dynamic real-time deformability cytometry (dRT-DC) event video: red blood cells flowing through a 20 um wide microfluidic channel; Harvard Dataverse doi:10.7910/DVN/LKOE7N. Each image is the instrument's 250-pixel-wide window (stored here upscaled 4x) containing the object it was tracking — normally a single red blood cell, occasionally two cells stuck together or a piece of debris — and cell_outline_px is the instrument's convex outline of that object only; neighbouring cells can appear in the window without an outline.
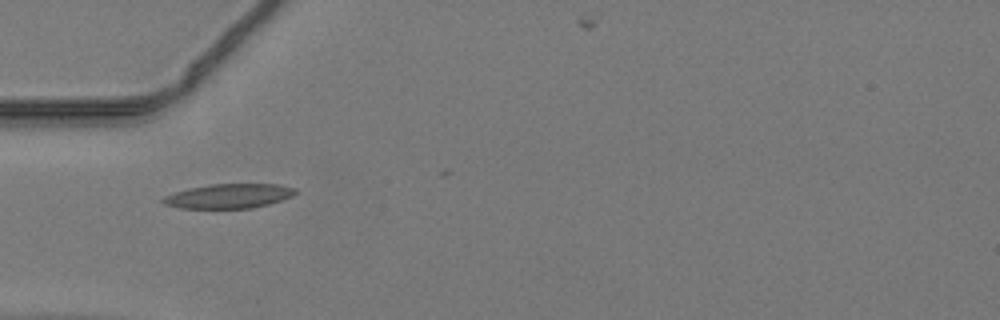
{"species": "common noctule bat (a hibernating species)", "species_latin": "Nyctalus noctula", "temperature_condition": "warm", "stored_images_in_passage": 5, "camera_frame_rate_fps": 3000, "um_per_image_px": 0.085, "animal": {"sex": "male", "body_mass_g": 19.2, "forearm_length_mm": 51.8}, "frame": {"image": 1, "passage_image": 1, "time_ms": 0.0, "image_size_px": [1000, 320], "cell_outline_px": [[300, 192], [292, 196], [268, 204], [252, 208], [180, 208], [164, 204], [160, 200], [164, 196], [188, 188], [212, 184], [280, 184], [296, 188]], "centroid_in_image_um": [19.48, 16.66], "position_along_channel_um": 65.5, "area_um2": 18.9}}
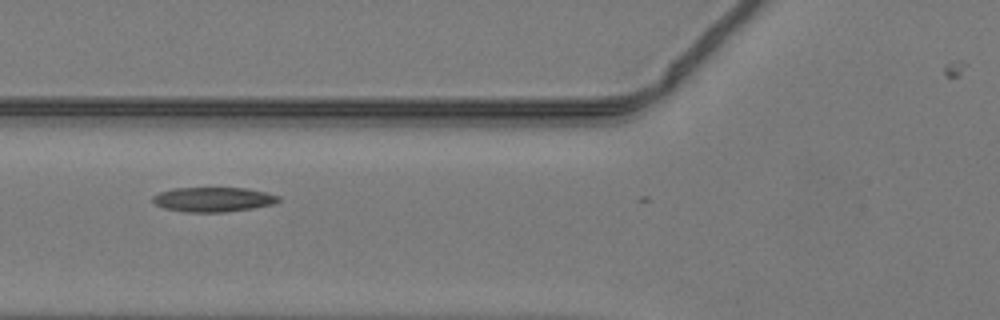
{"frame": {"image": 2, "passage_image": 4, "time_ms": 1.0, "image_size_px": [1000, 320], "cell_outline_px": [[280, 200], [276, 204], [252, 208], [224, 212], [188, 212], [164, 208], [156, 204], [152, 200], [152, 196], [160, 192], [172, 188], [244, 188], [264, 192], [280, 196]], "centroid_in_image_um": [18.13, 16.95], "position_along_channel_um": 107.7, "area_um2": 17.98}}